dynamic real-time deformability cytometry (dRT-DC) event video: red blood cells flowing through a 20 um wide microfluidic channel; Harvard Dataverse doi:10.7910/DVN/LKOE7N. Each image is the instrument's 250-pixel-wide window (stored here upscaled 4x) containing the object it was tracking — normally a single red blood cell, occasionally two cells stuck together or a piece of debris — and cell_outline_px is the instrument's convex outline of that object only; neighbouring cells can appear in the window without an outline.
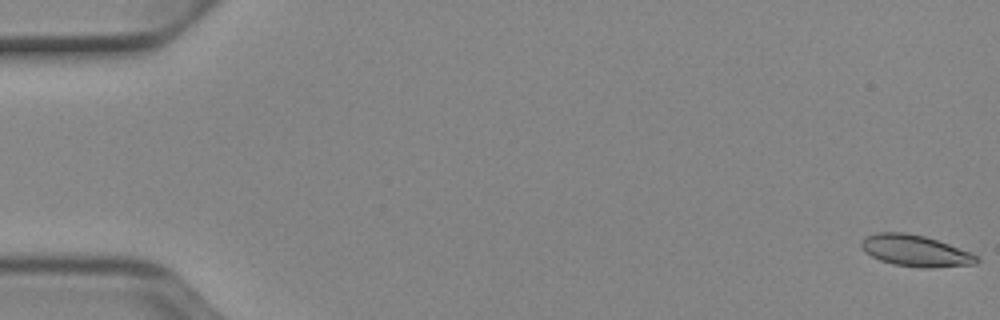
{"species": "Egyptian fruit bat (a non-hibernating species)", "species_latin": "Rousettus aegyptiacus", "temperature_condition": "cold", "stored_images_in_passage": 53, "camera_frame_rate_fps": 3000, "um_per_image_px": 0.085, "animal": {"sex": "female"}, "frame": {"image": 1, "passage_image": 1, "time_ms": 0.0, "image_size_px": [1000, 320], "cell_outline_px": [[980, 260], [976, 264], [932, 268], [920, 268], [892, 264], [880, 260], [864, 252], [860, 248], [860, 240], [864, 236], [876, 232], [904, 232], [924, 236], [972, 252]], "centroid_in_image_um": [77.76, 21.31], "position_along_channel_um": 7.2, "area_um2": 21.39}}
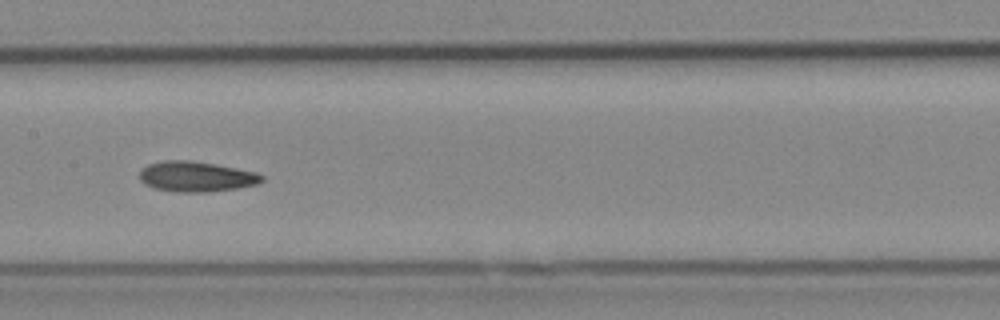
{"frame": {"image": 2, "passage_image": 27, "time_ms": 8.667, "image_size_px": [1000, 320], "cell_outline_px": [[264, 180], [256, 184], [236, 188], [208, 192], [176, 192], [156, 188], [144, 184], [140, 180], [140, 172], [148, 164], [164, 160], [188, 160], [216, 164], [256, 172], [264, 176]], "centroid_in_image_um": [16.68, 15.01], "position_along_channel_um": 190.7, "area_um2": 21.5}}
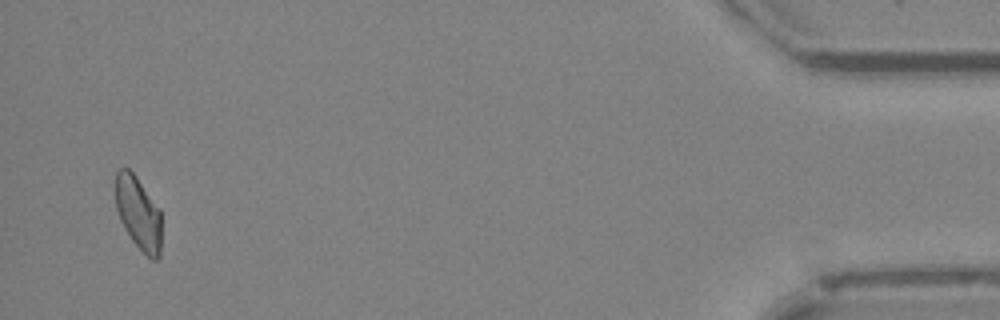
{"frame": {"image": 3, "passage_image": 51, "time_ms": 16.667, "image_size_px": [1000, 320], "cell_outline_px": [[160, 256], [156, 260], [152, 260], [132, 240], [124, 228], [120, 220], [116, 208], [112, 188], [116, 172], [120, 168], [128, 168], [136, 176], [160, 208]], "centroid_in_image_um": [11.71, 18.04], "position_along_channel_um": 423.5, "area_um2": 19.94}, "authors_computed_cell_mechanics": {"area_um2": 20.9814, "velocity_mm_per_s": 3.9105, "shape_relaxation_time_tau1_ms": 6.5235, "shape_relaxation_time_tau2_ms": null, "deformation_change_tau1": 0.1306, "deformation_change_tau2": null}}